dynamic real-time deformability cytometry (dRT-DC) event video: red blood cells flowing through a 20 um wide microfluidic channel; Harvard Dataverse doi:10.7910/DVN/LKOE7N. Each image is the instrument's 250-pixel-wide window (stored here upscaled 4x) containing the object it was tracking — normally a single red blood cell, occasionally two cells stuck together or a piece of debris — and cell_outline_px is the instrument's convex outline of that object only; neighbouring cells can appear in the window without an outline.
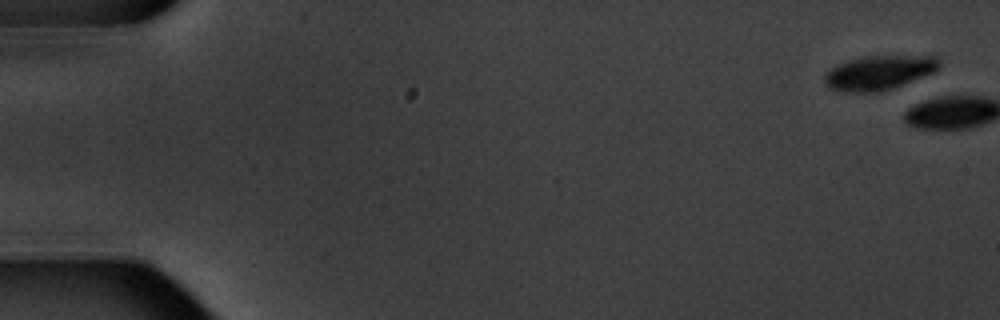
{"species": "common noctule bat (a hibernating species)", "species_latin": "Nyctalus noctula", "temperature_condition": "warm", "stored_images_in_passage": 4, "camera_frame_rate_fps": 3000, "um_per_image_px": 0.085, "animal": {"sex": "male", "body_mass_g": 20.1, "forearm_length_mm": 53.5}, "frame": {"image": 1, "passage_image": 1, "time_ms": 0.0, "image_size_px": [1000, 320], "cell_outline_px": [[940, 64], [932, 72], [892, 88], [880, 92], [844, 92], [828, 88], [824, 84], [824, 76], [836, 64], [864, 56], [936, 56], [940, 60]], "centroid_in_image_um": [74.65, 6.18], "position_along_channel_um": 10.3, "area_um2": 22.66}}